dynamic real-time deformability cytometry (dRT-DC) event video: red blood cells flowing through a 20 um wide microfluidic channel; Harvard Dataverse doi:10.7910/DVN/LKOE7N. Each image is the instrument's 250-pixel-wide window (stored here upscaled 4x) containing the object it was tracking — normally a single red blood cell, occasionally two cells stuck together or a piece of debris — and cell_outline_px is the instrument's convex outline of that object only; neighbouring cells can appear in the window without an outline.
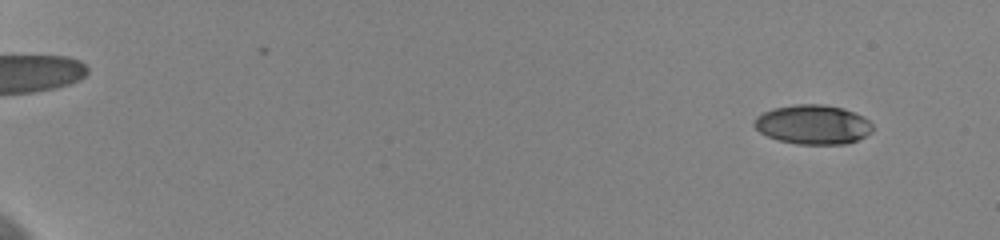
{"species": "human", "species_latin": "Homo sapiens", "temperature_condition": "cold", "stored_images_in_passage": 55, "camera_frame_rate_fps": 3000, "um_per_image_px": 0.085, "donor": {"sex": "female"}, "frame": {"image": 1, "passage_image": 1, "time_ms": 0.0, "image_size_px": [1000, 240], "cell_outline_px": [[872, 132], [856, 140], [844, 144], [800, 144], [780, 140], [768, 136], [760, 132], [752, 124], [756, 116], [772, 108], [796, 104], [824, 104], [844, 108], [864, 116], [872, 124]], "centroid_in_image_um": [69.1, 10.57], "position_along_channel_um": 15.9, "area_um2": 27.17}}
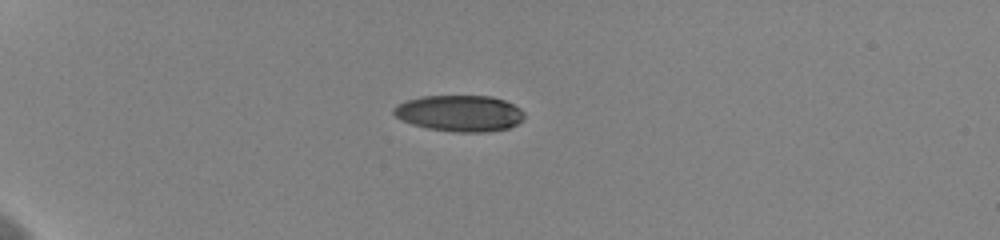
{"frame": {"image": 2, "passage_image": 14, "time_ms": 4.333, "image_size_px": [1000, 240], "cell_outline_px": [[524, 116], [516, 124], [508, 128], [488, 132], [456, 132], [428, 128], [412, 124], [400, 120], [392, 112], [392, 108], [396, 104], [420, 96], [492, 96], [504, 100], [520, 108], [524, 112]], "centroid_in_image_um": [39.04, 9.62], "position_along_channel_um": 46.0, "area_um2": 27.63}}
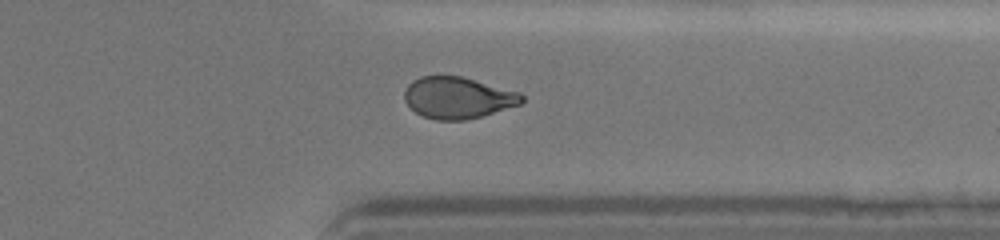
{"frame": {"image": 3, "passage_image": 45, "time_ms": 14.667, "image_size_px": [1000, 240], "cell_outline_px": [[524, 100], [520, 104], [480, 116], [464, 120], [436, 120], [424, 116], [416, 112], [404, 100], [404, 92], [408, 84], [412, 80], [420, 76], [460, 76], [520, 92], [524, 96]], "centroid_in_image_um": [38.9, 8.3], "position_along_channel_um": 372.5, "area_um2": 28.15}, "authors_computed_cell_mechanics": {"area_um2": 28.7266, "velocity_mm_per_s": 3.6451, "shape_relaxation_time_tau1_ms": 4.2338, "shape_relaxation_time_tau2_ms": 4.0545, "deformation_change_tau1": 0.16, "deformation_change_tau2": 0.0961}}